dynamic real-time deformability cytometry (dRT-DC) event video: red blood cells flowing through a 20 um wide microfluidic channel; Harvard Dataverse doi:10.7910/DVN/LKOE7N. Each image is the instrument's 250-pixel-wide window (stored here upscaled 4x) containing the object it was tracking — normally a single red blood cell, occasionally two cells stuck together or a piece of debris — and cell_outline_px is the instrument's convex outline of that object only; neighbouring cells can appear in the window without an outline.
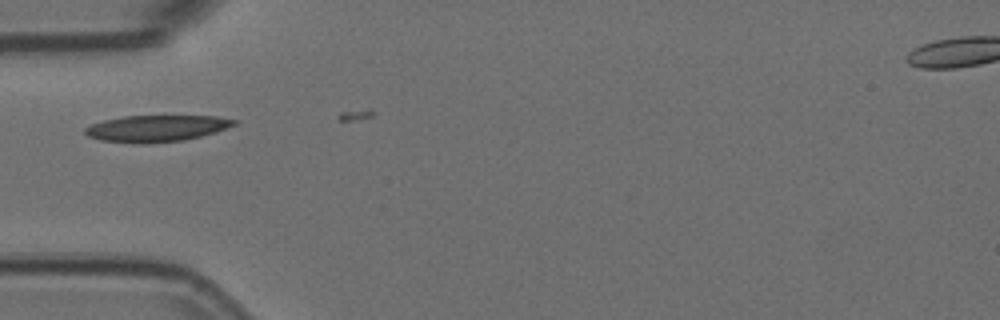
{"species": "Egyptian fruit bat (a non-hibernating species)", "species_latin": "Rousettus aegyptiacus", "temperature_condition": "room temperature", "stored_images_in_passage": 4, "camera_frame_rate_fps": 3000, "um_per_image_px": 0.085, "animal": {"sex": "female"}, "frame": {"image": 1, "passage_image": 3, "time_ms": 0.667, "image_size_px": [1000, 320], "cell_outline_px": [[240, 120], [236, 124], [216, 132], [184, 140], [148, 144], [140, 144], [100, 140], [88, 136], [84, 132], [84, 128], [92, 124], [104, 120], [124, 116], [216, 116]], "centroid_in_image_um": [13.31, 10.92], "position_along_channel_um": 71.7, "area_um2": 23.12}}